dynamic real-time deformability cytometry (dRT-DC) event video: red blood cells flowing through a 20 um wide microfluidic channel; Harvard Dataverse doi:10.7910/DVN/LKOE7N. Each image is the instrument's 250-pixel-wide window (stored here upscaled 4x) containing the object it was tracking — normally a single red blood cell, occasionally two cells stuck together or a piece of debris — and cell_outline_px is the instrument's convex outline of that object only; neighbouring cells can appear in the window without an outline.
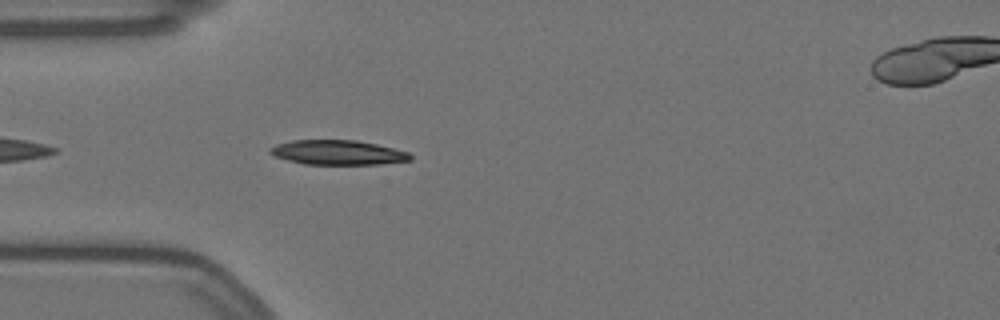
{"species": "Egyptian fruit bat (a non-hibernating species)", "species_latin": "Rousettus aegyptiacus", "temperature_condition": "warm", "stored_images_in_passage": 45, "segment_of_instrument_passage": [1, 2], "camera_frame_rate_fps": 3000, "um_per_image_px": 0.085, "animal": {"sex": "female"}, "frame": {"image": 1, "passage_image": 3, "time_ms": 0.667, "image_size_px": [1000, 320], "cell_outline_px": [[412, 160], [380, 164], [304, 164], [288, 160], [276, 156], [268, 152], [268, 148], [276, 144], [292, 140], [356, 140], [376, 144], [408, 152], [412, 156]], "centroid_in_image_um": [28.7, 12.96], "position_along_channel_um": 56.3, "area_um2": 20.06}}
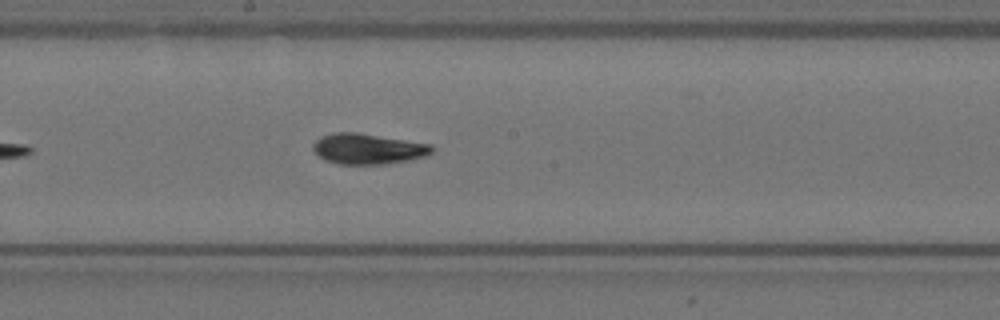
{"frame": {"image": 2, "passage_image": 17, "time_ms": 5.333, "image_size_px": [1000, 320], "cell_outline_px": [[436, 148], [428, 156], [388, 164], [340, 164], [324, 160], [312, 148], [312, 144], [320, 136], [336, 132], [356, 132], [432, 144]], "centroid_in_image_um": [31.31, 12.65], "position_along_channel_um": 216.9, "area_um2": 21.33}}
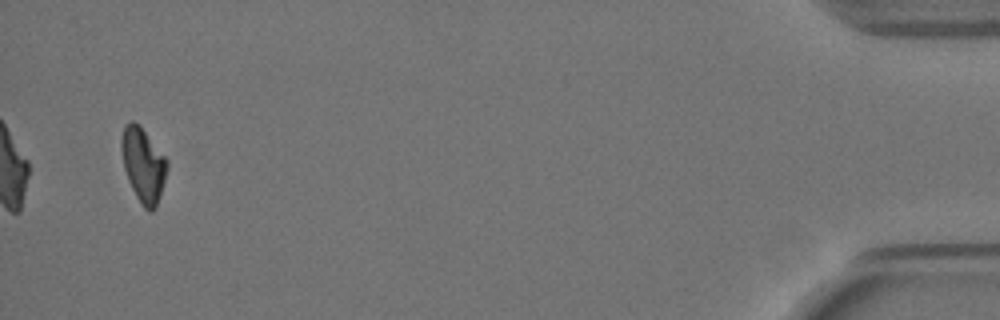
{"frame": {"image": 3, "passage_image": 42, "time_ms": 13.667, "image_size_px": [1000, 320], "cell_outline_px": [[168, 168], [156, 208], [152, 212], [148, 212], [140, 204], [128, 180], [124, 168], [120, 148], [120, 140], [124, 124], [132, 120], [144, 132], [168, 160]], "centroid_in_image_um": [12.16, 14.05], "position_along_channel_um": 423.0, "area_um2": 19.65}}